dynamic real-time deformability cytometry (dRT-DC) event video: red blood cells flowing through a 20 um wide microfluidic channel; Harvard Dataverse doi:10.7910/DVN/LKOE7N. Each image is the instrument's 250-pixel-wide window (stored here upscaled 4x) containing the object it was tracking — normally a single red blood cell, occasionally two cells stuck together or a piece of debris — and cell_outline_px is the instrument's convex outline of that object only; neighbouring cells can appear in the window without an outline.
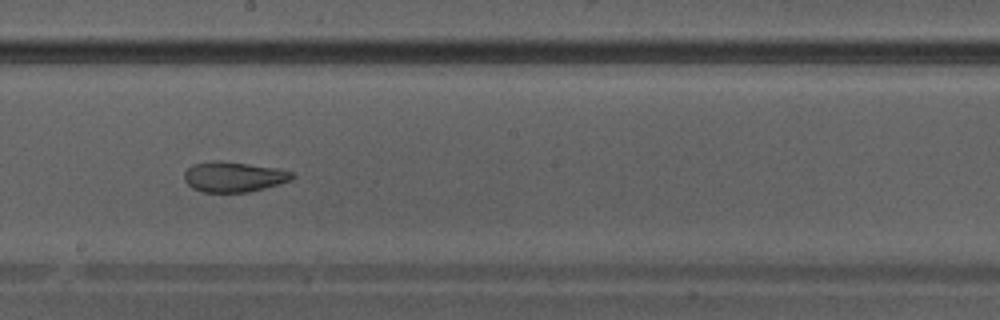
{"species": "Egyptian fruit bat (a non-hibernating species)", "species_latin": "Rousettus aegyptiacus", "temperature_condition": "warm", "stored_images_in_passage": 40, "camera_frame_rate_fps": 3000, "um_per_image_px": 0.085, "animal": {"sex": "male"}, "frame": {"image": 1, "passage_image": 23, "time_ms": 7.333, "image_size_px": [1000, 320], "cell_outline_px": [[296, 176], [288, 180], [264, 188], [248, 192], [200, 192], [192, 188], [184, 180], [184, 172], [192, 164], [248, 164], [276, 168], [292, 172]], "centroid_in_image_um": [19.86, 15.08], "position_along_channel_um": 228.3, "area_um2": 18.03}}